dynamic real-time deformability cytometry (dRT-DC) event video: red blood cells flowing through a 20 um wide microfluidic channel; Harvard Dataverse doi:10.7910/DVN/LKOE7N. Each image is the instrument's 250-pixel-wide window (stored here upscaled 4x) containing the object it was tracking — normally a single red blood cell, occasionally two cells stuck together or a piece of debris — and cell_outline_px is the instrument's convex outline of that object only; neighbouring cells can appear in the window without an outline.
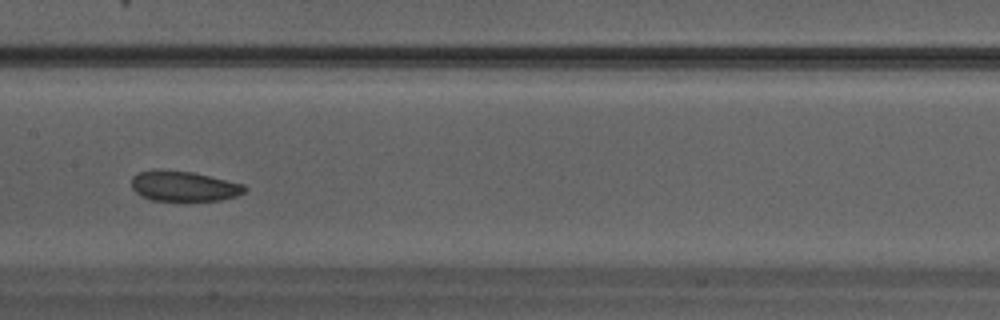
{"species": "Egyptian fruit bat (a non-hibernating species)", "species_latin": "Rousettus aegyptiacus", "temperature_condition": "warm", "stored_images_in_passage": 30, "camera_frame_rate_fps": 3000, "um_per_image_px": 0.085, "animal": {"sex": "male"}, "frame": {"image": 1, "passage_image": 13, "time_ms": 4.0, "image_size_px": [1000, 320], "cell_outline_px": [[248, 188], [244, 192], [236, 196], [220, 200], [152, 200], [136, 192], [132, 188], [132, 176], [140, 172], [192, 172], [244, 184]], "centroid_in_image_um": [15.69, 15.85], "position_along_channel_um": 191.7, "area_um2": 19.07}}
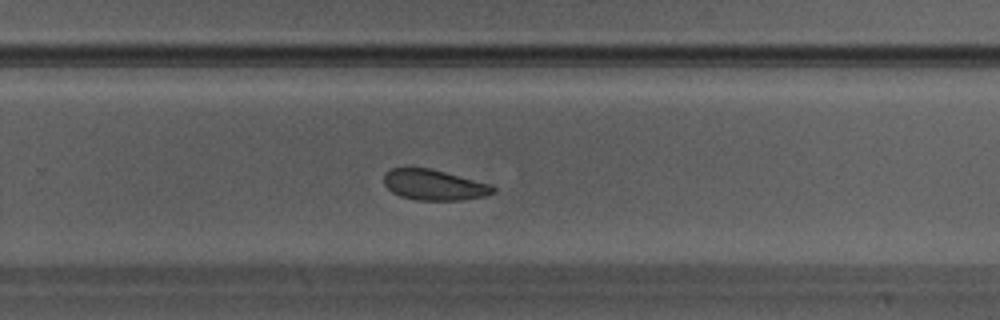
{"frame": {"image": 2, "passage_image": 18, "time_ms": 5.667, "image_size_px": [1000, 320], "cell_outline_px": [[496, 192], [488, 196], [464, 200], [416, 200], [400, 196], [392, 192], [384, 184], [384, 172], [392, 168], [428, 168], [492, 184], [496, 188]], "centroid_in_image_um": [36.93, 15.73], "position_along_channel_um": 292.9, "area_um2": 19.59}}